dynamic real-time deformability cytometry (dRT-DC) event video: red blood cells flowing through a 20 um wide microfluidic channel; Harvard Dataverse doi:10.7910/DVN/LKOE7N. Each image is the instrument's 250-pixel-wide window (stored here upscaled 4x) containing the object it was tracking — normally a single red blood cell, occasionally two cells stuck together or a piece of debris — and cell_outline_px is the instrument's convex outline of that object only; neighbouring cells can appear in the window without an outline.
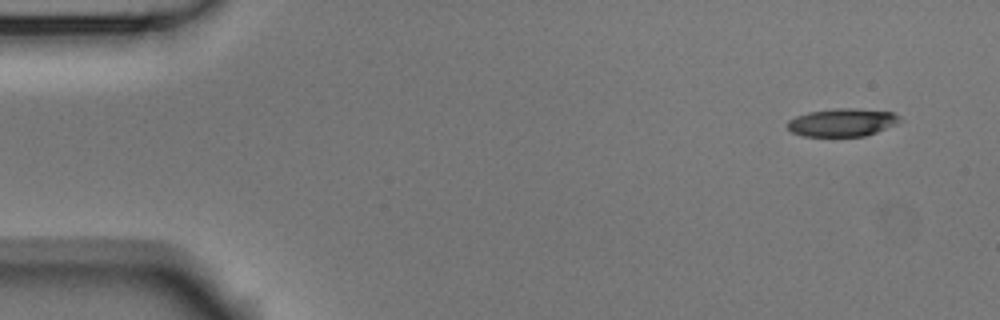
{"species": "Egyptian fruit bat (a non-hibernating species)", "species_latin": "Rousettus aegyptiacus", "temperature_condition": "room temperature", "stored_images_in_passage": 6, "camera_frame_rate_fps": 3000, "um_per_image_px": 0.085, "animal": {"sex": "male"}, "frame": {"image": 1, "passage_image": 1, "time_ms": 0.0, "image_size_px": [1000, 320], "cell_outline_px": [[904, 120], [896, 124], [876, 132], [864, 136], [804, 136], [792, 132], [788, 128], [788, 120], [796, 116], [808, 112], [836, 108], [856, 108], [892, 112], [900, 116]], "centroid_in_image_um": [71.62, 10.4], "position_along_channel_um": 13.4, "area_um2": 18.32}}
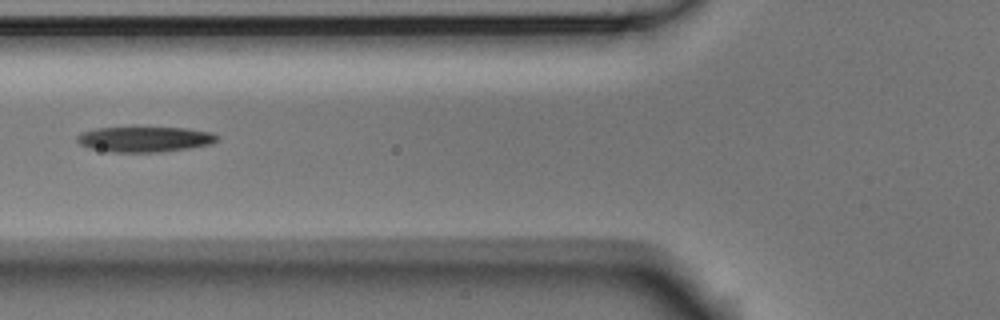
{"frame": {"image": 2, "passage_image": 6, "time_ms": 1.667, "image_size_px": [1000, 320], "cell_outline_px": [[220, 140], [212, 144], [188, 148], [160, 152], [112, 152], [88, 148], [80, 144], [76, 140], [76, 136], [80, 132], [96, 128], [184, 128], [212, 132], [220, 136]], "centroid_in_image_um": [12.31, 11.84], "position_along_channel_um": 113.5, "area_um2": 20.81}}